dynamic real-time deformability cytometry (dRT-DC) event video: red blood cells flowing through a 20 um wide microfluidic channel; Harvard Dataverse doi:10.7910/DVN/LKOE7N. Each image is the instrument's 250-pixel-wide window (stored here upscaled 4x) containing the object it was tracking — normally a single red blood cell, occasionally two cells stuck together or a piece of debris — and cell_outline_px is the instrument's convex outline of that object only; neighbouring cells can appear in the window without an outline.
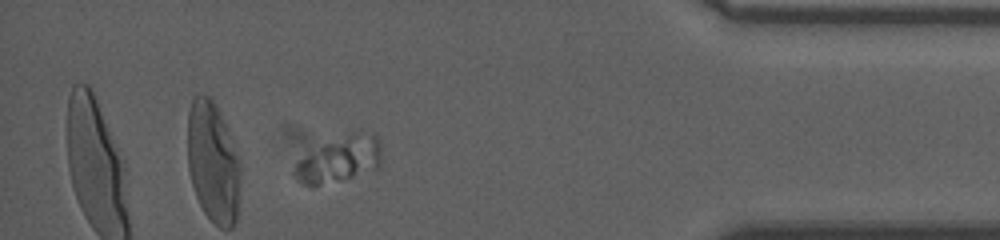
{"species": "human", "species_latin": "Homo sapiens", "temperature_condition": "room temperature", "stored_images_in_passage": 60, "camera_frame_rate_fps": 3000, "um_per_image_px": 0.085, "donor": {"sex": "male"}, "frame": {"image": 1, "passage_image": 51, "time_ms": 11.0, "image_size_px": [1000, 240], "cell_outline_px": [[380, 168], [340, 180], [312, 188], [304, 184], [292, 172], [296, 164], [300, 160], [324, 144], [360, 128], [372, 132], [380, 140]], "centroid_in_image_um": [28.93, 13.53], "position_along_channel_um": 406.3, "area_um2": 23.29}}